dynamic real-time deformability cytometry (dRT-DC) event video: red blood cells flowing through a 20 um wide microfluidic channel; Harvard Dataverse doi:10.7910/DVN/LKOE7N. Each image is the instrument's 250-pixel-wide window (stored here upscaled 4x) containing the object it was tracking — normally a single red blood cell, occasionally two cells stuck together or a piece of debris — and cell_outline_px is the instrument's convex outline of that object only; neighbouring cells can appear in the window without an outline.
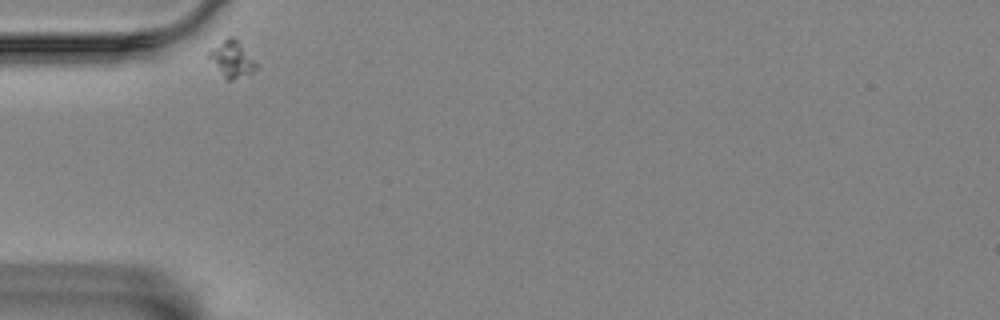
{"species": "Egyptian fruit bat (a non-hibernating species)", "species_latin": "Rousettus aegyptiacus", "temperature_condition": "room temperature", "stored_images_in_passage": 39, "segment_of_instrument_passage": [1, 2], "camera_frame_rate_fps": 3000, "um_per_image_px": 0.085, "animal": {"sex": "female"}, "frame": {"image": 1, "passage_image": 1, "time_ms": 0.0, "image_size_px": [1000, 320], "cell_outline_px": [[260, 68], [252, 72], [232, 80], [228, 80], [204, 56], [212, 48], [228, 36], [236, 36], [260, 64]], "centroid_in_image_um": [19.75, 4.98], "position_along_channel_um": 65.2, "area_um2": 10.52}}